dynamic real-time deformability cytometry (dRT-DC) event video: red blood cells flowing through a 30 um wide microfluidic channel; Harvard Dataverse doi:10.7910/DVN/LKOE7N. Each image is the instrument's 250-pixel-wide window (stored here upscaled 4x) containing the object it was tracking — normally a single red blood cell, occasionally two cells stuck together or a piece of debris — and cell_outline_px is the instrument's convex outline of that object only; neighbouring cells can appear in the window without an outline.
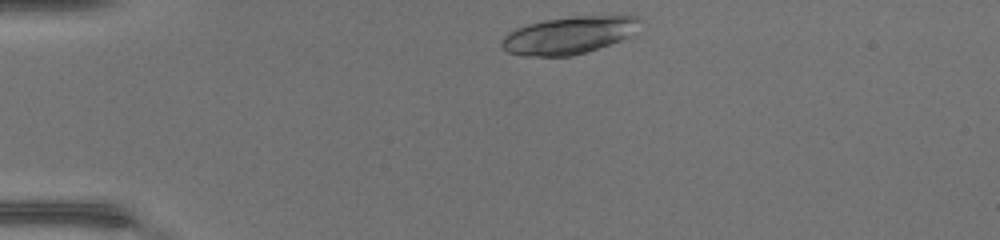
{"species": "common noctule bat (a hibernating species)", "species_latin": "Nyctalus noctula", "temperature_condition": "warm", "stored_images_in_passage": 37, "camera_frame_rate_fps": 3000, "um_per_image_px": 0.085, "animal": {"sex": "female", "body_mass_g": 17.0, "forearm_length_mm": 48.0}, "frame": {"image": 1, "passage_image": 1, "time_ms": 0.0, "image_size_px": [1000, 240], "cell_outline_px": [[640, 20], [628, 36], [620, 40], [572, 56], [524, 56], [508, 52], [500, 48], [500, 40], [508, 32], [516, 28], [528, 24], [544, 20], [572, 16], [636, 16]], "centroid_in_image_um": [48.22, 3.0], "position_along_channel_um": 36.8, "area_um2": 29.65}}
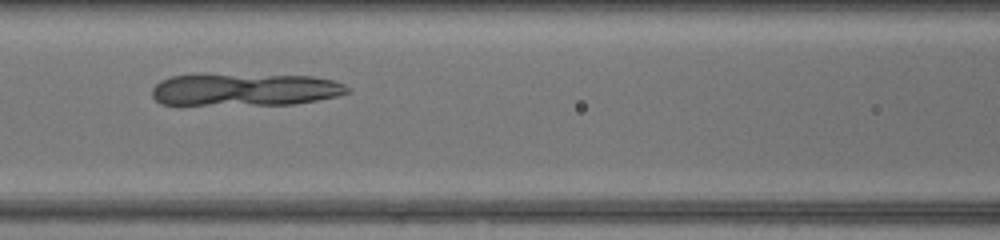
{"frame": {"image": 2, "passage_image": 12, "time_ms": 3.667, "image_size_px": [1000, 240], "cell_outline_px": [[352, 92], [336, 96], [316, 100], [292, 104], [160, 104], [152, 96], [152, 88], [160, 80], [172, 76], [200, 72], [312, 76], [332, 80], [344, 84], [352, 88]], "centroid_in_image_um": [20.79, 7.57], "position_along_channel_um": 145.8, "area_um2": 37.86}}
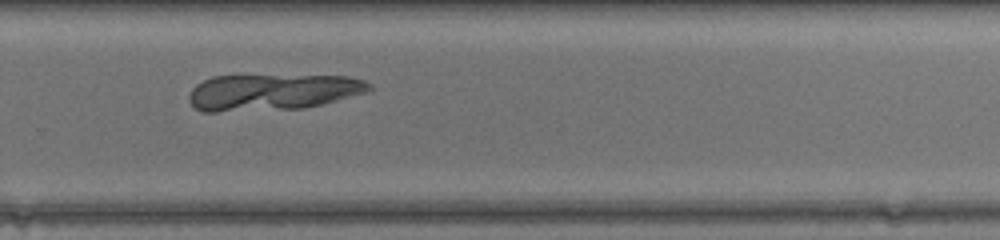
{"frame": {"image": 3, "passage_image": 23, "time_ms": 7.333, "image_size_px": [1000, 240], "cell_outline_px": [[372, 88], [368, 92], [304, 108], [216, 112], [204, 112], [196, 108], [188, 100], [188, 96], [192, 88], [196, 84], [212, 76], [348, 76], [364, 80], [372, 84]], "centroid_in_image_um": [23.14, 7.83], "position_along_channel_um": 306.7, "area_um2": 38.03}}